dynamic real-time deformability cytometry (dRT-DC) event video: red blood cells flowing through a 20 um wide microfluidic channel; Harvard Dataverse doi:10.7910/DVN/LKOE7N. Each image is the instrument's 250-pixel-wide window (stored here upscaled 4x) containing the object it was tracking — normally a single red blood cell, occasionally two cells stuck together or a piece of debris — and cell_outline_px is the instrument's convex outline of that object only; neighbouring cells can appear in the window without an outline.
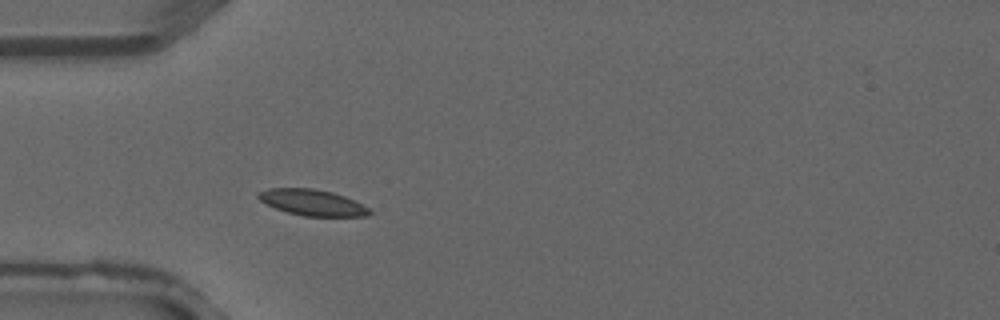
{"species": "common noctule bat (a hibernating species)", "species_latin": "Nyctalus noctula", "temperature_condition": "warm", "stored_images_in_passage": 2, "camera_frame_rate_fps": 3000, "um_per_image_px": 0.085, "animal": {"sex": "male", "forearm_length_mm": 52.5}, "frame": {"image": 1, "passage_image": 2, "time_ms": 0.333, "image_size_px": [1000, 320], "cell_outline_px": [[372, 212], [368, 216], [304, 216], [288, 212], [276, 208], [260, 200], [256, 196], [260, 192], [268, 188], [312, 188], [332, 192], [344, 196], [368, 208]], "centroid_in_image_um": [26.54, 17.21], "position_along_channel_um": 58.5, "area_um2": 16.59}}